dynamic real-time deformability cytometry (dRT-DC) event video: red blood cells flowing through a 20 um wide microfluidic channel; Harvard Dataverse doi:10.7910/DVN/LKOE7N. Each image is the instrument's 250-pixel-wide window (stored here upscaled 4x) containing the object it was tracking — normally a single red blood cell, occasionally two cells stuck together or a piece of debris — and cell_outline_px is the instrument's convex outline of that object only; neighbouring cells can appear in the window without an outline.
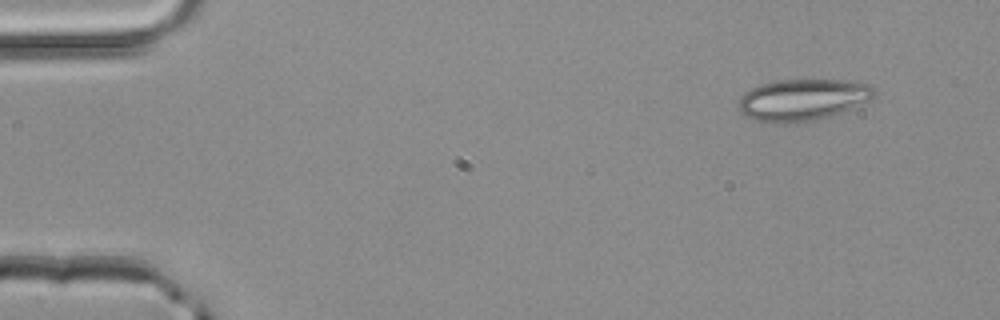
{"species": "common noctule bat (a hibernating species)", "species_latin": "Nyctalus noctula", "temperature_condition": "room temperature", "stored_images_in_passage": 3, "camera_frame_rate_fps": 3000, "um_per_image_px": 0.085, "animal": {"sex": "male", "body_mass_g": 20.4}, "frame": {"image": 1, "passage_image": 1, "time_ms": 0.0, "image_size_px": [1000, 320], "cell_outline_px": [[876, 96], [868, 100], [840, 112], [828, 116], [800, 124], [776, 124], [756, 120], [740, 112], [740, 96], [744, 92], [760, 84], [776, 80], [840, 80], [868, 84], [876, 92]], "centroid_in_image_um": [68.18, 8.49], "position_along_channel_um": 16.8, "area_um2": 32.77}}